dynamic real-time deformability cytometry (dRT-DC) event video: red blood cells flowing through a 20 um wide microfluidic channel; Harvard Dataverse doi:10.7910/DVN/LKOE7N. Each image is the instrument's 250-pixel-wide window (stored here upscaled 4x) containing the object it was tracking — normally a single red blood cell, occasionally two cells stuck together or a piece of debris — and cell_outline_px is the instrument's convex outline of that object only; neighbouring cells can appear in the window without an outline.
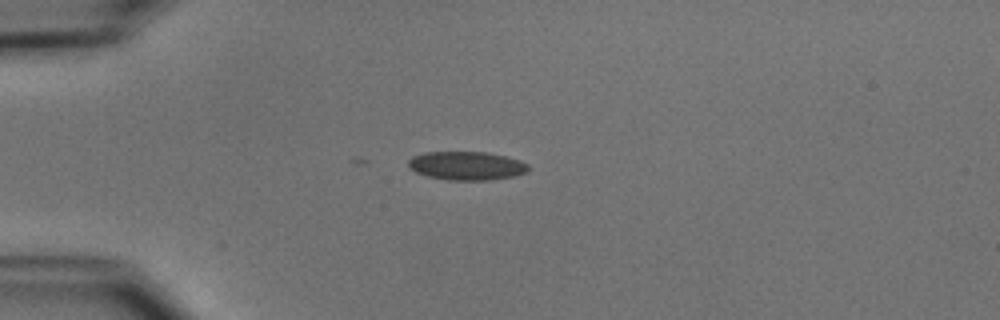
{"species": "common noctule bat (a hibernating species)", "species_latin": "Nyctalus noctula", "temperature_condition": "cold", "stored_images_in_passage": 9, "camera_frame_rate_fps": 3000, "um_per_image_px": 0.085, "animal": {"sex": "male", "body_mass_g": 15.6}, "frame": {"image": 1, "passage_image": 1, "time_ms": 0.0, "image_size_px": [1000, 320], "cell_outline_px": [[528, 172], [516, 176], [492, 180], [448, 180], [428, 176], [416, 172], [408, 168], [408, 160], [412, 156], [424, 152], [488, 152], [520, 160], [528, 164]], "centroid_in_image_um": [39.66, 14.09], "position_along_channel_um": 45.3, "area_um2": 20.17}}